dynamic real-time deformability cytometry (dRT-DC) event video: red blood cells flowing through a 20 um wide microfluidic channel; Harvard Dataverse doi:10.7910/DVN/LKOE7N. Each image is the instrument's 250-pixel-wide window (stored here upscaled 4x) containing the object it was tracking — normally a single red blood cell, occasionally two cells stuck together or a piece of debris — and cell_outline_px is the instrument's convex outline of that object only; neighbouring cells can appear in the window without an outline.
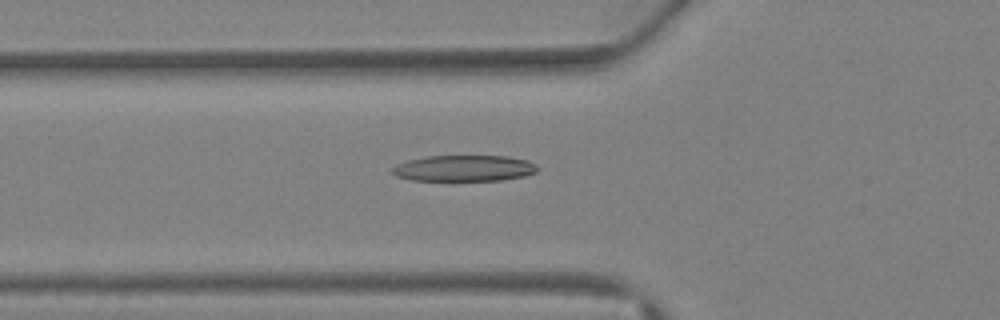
{"species": "Egyptian fruit bat (a non-hibernating species)", "species_latin": "Rousettus aegyptiacus", "temperature_condition": "warm", "stored_images_in_passage": 37, "camera_frame_rate_fps": 3000, "um_per_image_px": 0.085, "animal": {"sex": "female"}, "frame": {"image": 1, "passage_image": 12, "time_ms": 3.667, "image_size_px": [1000, 320], "cell_outline_px": [[536, 172], [524, 176], [504, 180], [412, 180], [396, 176], [388, 172], [396, 164], [408, 160], [428, 156], [508, 156], [528, 160], [536, 164]], "centroid_in_image_um": [39.42, 14.3], "position_along_channel_um": 86.4, "area_um2": 22.14}}
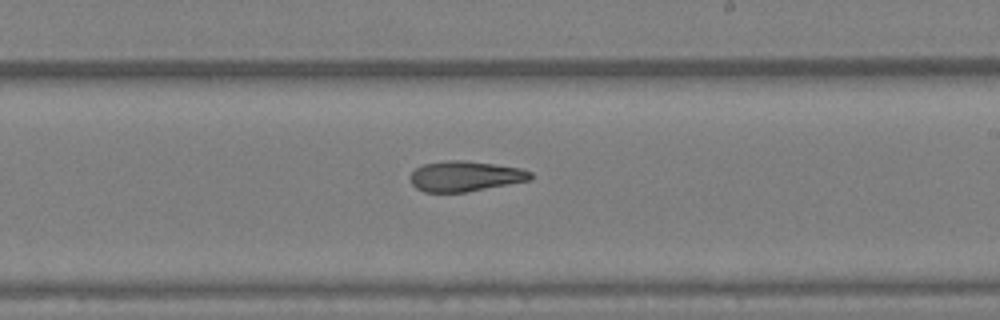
{"frame": {"image": 2, "passage_image": 22, "time_ms": 7.0, "image_size_px": [1000, 320], "cell_outline_px": [[532, 180], [464, 192], [424, 192], [416, 188], [412, 184], [408, 176], [416, 168], [424, 164], [444, 160], [464, 160], [520, 168], [532, 172]], "centroid_in_image_um": [39.51, 14.98], "position_along_channel_um": 249.5, "area_um2": 21.27}}
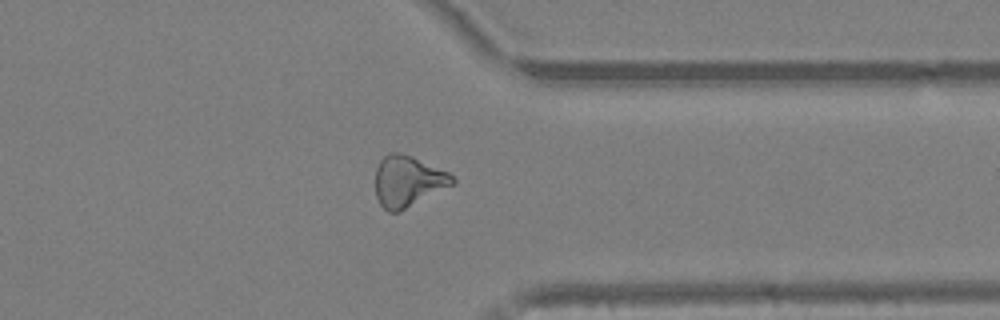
{"frame": {"image": 3, "passage_image": 30, "time_ms": 9.667, "image_size_px": [1000, 320], "cell_outline_px": [[456, 184], [400, 212], [388, 212], [380, 204], [376, 196], [376, 168], [380, 160], [388, 152], [400, 152], [412, 156], [448, 172], [456, 180]], "centroid_in_image_um": [34.69, 15.41], "position_along_channel_um": 376.7, "area_um2": 23.18}}